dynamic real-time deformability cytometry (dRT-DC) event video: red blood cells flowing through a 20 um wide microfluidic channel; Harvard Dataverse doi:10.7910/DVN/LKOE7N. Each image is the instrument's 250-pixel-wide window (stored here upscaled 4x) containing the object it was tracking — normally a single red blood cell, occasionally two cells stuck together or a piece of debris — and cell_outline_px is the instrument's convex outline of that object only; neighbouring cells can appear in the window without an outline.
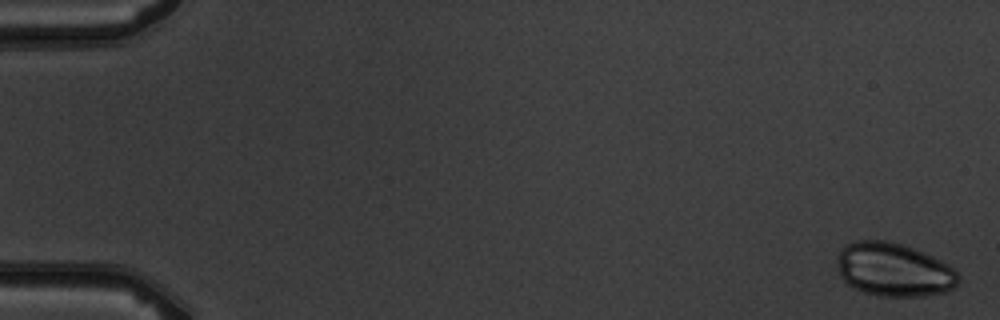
{"species": "common noctule bat (a hibernating species)", "species_latin": "Nyctalus noctula", "temperature_condition": "warm", "stored_images_in_passage": 5, "camera_frame_rate_fps": 3000, "um_per_image_px": 0.085, "animal": {"sex": "male", "body_mass_g": 19.5, "forearm_length_mm": 54.6}, "frame": {"image": 1, "passage_image": 5, "time_ms": 5.667, "image_size_px": [1000, 320], "cell_outline_px": [[960, 280], [952, 288], [944, 292], [924, 296], [880, 296], [864, 292], [852, 288], [840, 276], [836, 260], [836, 256], [840, 248], [844, 244], [856, 240], [888, 240], [924, 252], [948, 264], [960, 276]], "centroid_in_image_um": [75.93, 22.91], "position_along_channel_um": 9.1, "area_um2": 38.09}}